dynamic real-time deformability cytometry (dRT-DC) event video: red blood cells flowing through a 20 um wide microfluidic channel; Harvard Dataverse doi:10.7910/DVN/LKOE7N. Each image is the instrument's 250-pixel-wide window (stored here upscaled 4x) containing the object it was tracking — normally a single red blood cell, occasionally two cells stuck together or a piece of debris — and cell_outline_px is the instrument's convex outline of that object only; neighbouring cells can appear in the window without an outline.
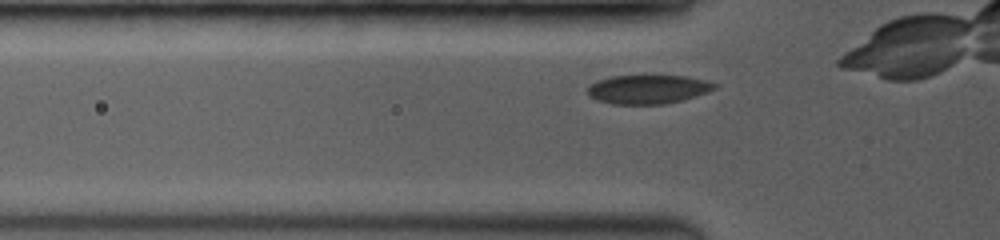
{"species": "common noctule bat (a hibernating species)", "species_latin": "Nyctalus noctula", "temperature_condition": "room temperature", "stored_images_in_passage": 36, "camera_frame_rate_fps": 3500, "um_per_image_px": 0.085, "animal": {"sex": "female", "body_mass_g": 19.0, "forearm_length_mm": 53.3}, "frame": {"image": 1, "passage_image": 3, "time_ms": 0.571, "image_size_px": [1000, 240], "cell_outline_px": [[716, 88], [680, 100], [664, 104], [612, 104], [596, 100], [588, 96], [588, 88], [596, 80], [612, 76], [684, 76], [704, 80], [716, 84]], "centroid_in_image_um": [54.99, 7.59], "position_along_channel_um": 70.8, "area_um2": 20.98}}
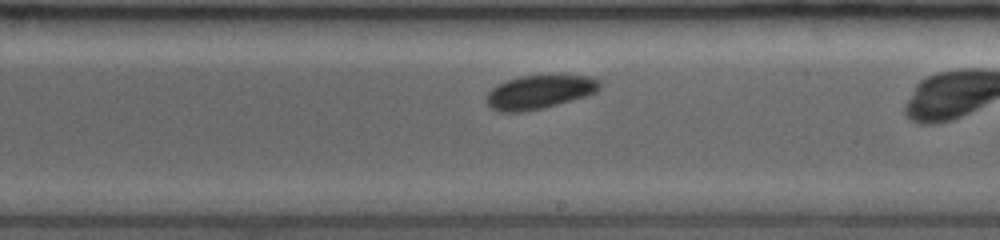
{"frame": {"image": 2, "passage_image": 18, "time_ms": 4.857, "image_size_px": [1000, 240], "cell_outline_px": [[604, 84], [596, 92], [588, 96], [544, 108], [524, 112], [500, 112], [492, 108], [484, 100], [484, 96], [492, 88], [508, 80], [520, 76], [592, 76], [600, 80]], "centroid_in_image_um": [45.88, 7.84], "position_along_channel_um": 243.1, "area_um2": 22.43}}
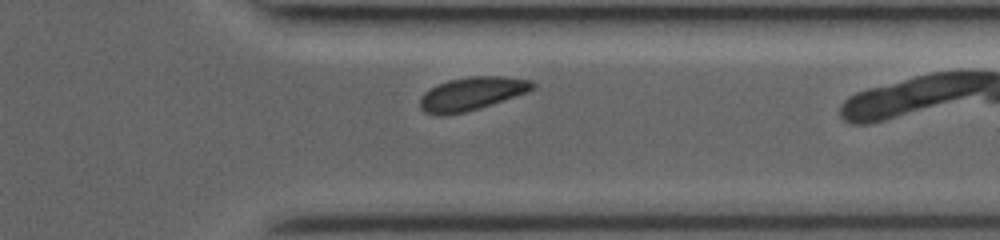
{"frame": {"image": 3, "passage_image": 29, "time_ms": 8.0, "image_size_px": [1000, 240], "cell_outline_px": [[536, 88], [528, 92], [480, 108], [448, 116], [436, 116], [424, 112], [420, 108], [420, 100], [424, 92], [448, 80], [468, 76], [504, 76], [532, 80], [536, 84]], "centroid_in_image_um": [40.12, 7.97], "position_along_channel_um": 371.3, "area_um2": 22.02}, "authors_computed_cell_mechanics": {"area_um2": 21.6461, "velocity_mm_per_s": 4.042, "shape_relaxation_time_tau1_ms": 3.5915, "shape_relaxation_time_tau2_ms": null, "deformation_change_tau1": 0.1222, "deformation_change_tau2": null}}